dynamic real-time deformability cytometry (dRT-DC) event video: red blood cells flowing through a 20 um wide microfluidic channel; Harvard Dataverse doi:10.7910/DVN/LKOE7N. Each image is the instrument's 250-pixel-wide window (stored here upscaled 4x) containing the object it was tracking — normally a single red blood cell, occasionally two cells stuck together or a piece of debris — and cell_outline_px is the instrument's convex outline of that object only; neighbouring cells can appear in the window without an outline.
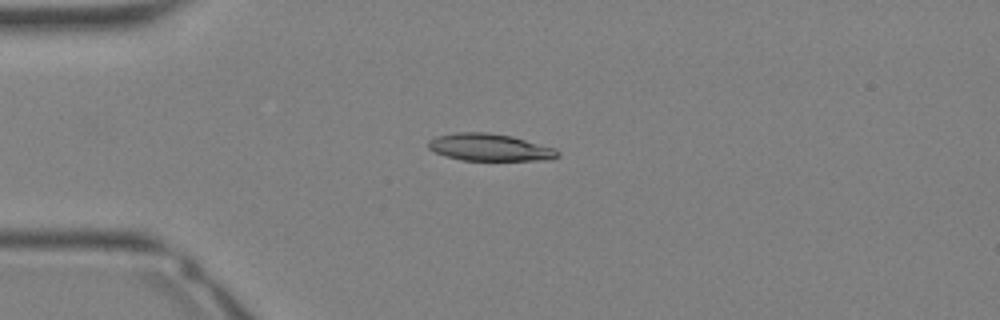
{"species": "Egyptian fruit bat (a non-hibernating species)", "species_latin": "Rousettus aegyptiacus", "temperature_condition": "warm", "stored_images_in_passage": 29, "camera_frame_rate_fps": 3000, "um_per_image_px": 0.085, "animal": {"sex": "female"}, "frame": {"image": 1, "passage_image": 4, "time_ms": 1.0, "image_size_px": [1000, 320], "cell_outline_px": [[560, 156], [552, 160], [460, 160], [444, 156], [428, 148], [428, 140], [436, 136], [456, 132], [488, 132], [512, 136], [556, 148], [560, 152]], "centroid_in_image_um": [41.65, 12.52], "position_along_channel_um": 43.4, "area_um2": 20.75}}
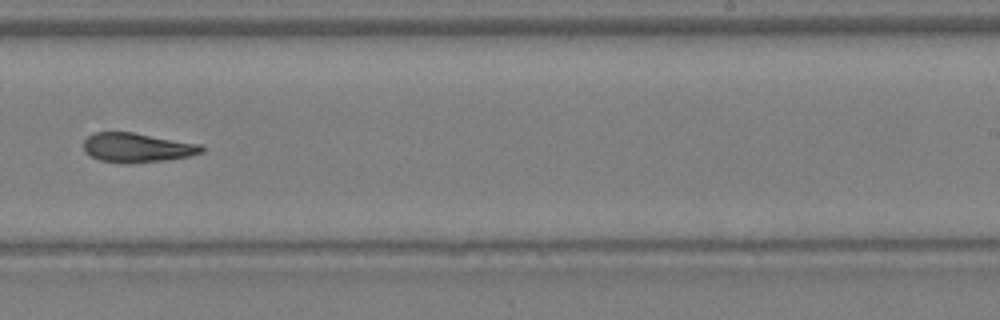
{"frame": {"image": 2, "passage_image": 17, "time_ms": 5.333, "image_size_px": [1000, 320], "cell_outline_px": [[204, 152], [188, 156], [164, 160], [132, 164], [124, 164], [100, 160], [84, 152], [84, 140], [92, 132], [132, 132], [200, 144], [204, 148]], "centroid_in_image_um": [11.62, 12.55], "position_along_channel_um": 277.4, "area_um2": 20.23}}
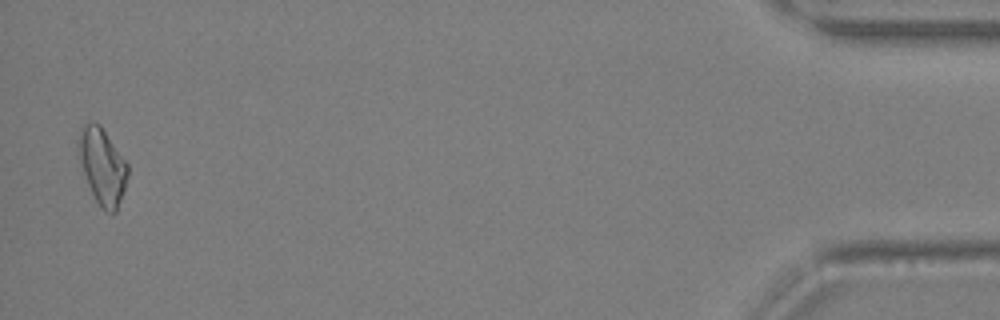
{"frame": {"image": 3, "passage_image": 29, "time_ms": 9.333, "image_size_px": [1000, 320], "cell_outline_px": [[128, 176], [116, 212], [104, 212], [96, 200], [88, 184], [76, 148], [76, 144], [84, 124], [100, 124], [128, 164]], "centroid_in_image_um": [8.7, 14.14], "position_along_channel_um": 426.5, "area_um2": 21.39}}